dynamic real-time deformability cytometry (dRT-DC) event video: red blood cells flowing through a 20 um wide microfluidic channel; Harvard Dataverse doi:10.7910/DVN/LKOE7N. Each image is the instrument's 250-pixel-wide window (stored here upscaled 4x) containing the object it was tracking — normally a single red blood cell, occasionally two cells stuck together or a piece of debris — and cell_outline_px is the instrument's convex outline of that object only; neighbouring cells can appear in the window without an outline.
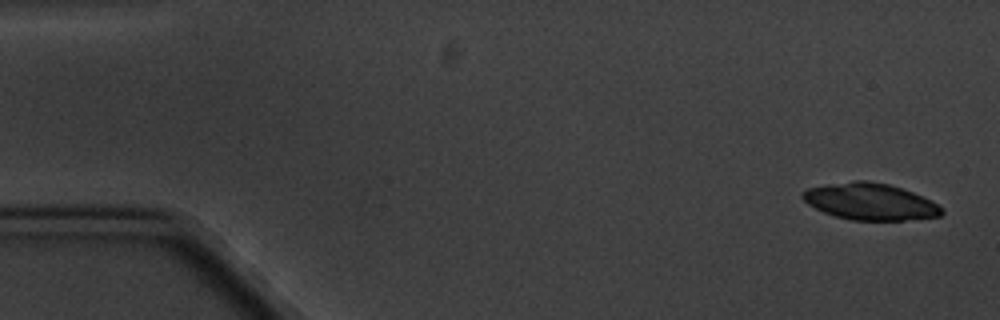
{"species": "common noctule bat (a hibernating species)", "species_latin": "Nyctalus noctula", "temperature_condition": "cold", "stored_images_in_passage": 5, "camera_frame_rate_fps": 3000, "um_per_image_px": 0.085, "animal": {"sex": "male", "body_mass_g": 20.1, "forearm_length_mm": 53.5}, "frame": {"image": 1, "passage_image": 1, "time_ms": 0.0, "image_size_px": [1000, 320], "cell_outline_px": [[944, 212], [940, 216], [904, 220], [852, 220], [836, 216], [824, 212], [808, 204], [800, 196], [800, 192], [808, 188], [828, 184], [856, 180], [868, 180], [888, 184], [912, 192], [932, 200], [944, 208]], "centroid_in_image_um": [73.97, 17.13], "position_along_channel_um": 11.0, "area_um2": 29.71}}